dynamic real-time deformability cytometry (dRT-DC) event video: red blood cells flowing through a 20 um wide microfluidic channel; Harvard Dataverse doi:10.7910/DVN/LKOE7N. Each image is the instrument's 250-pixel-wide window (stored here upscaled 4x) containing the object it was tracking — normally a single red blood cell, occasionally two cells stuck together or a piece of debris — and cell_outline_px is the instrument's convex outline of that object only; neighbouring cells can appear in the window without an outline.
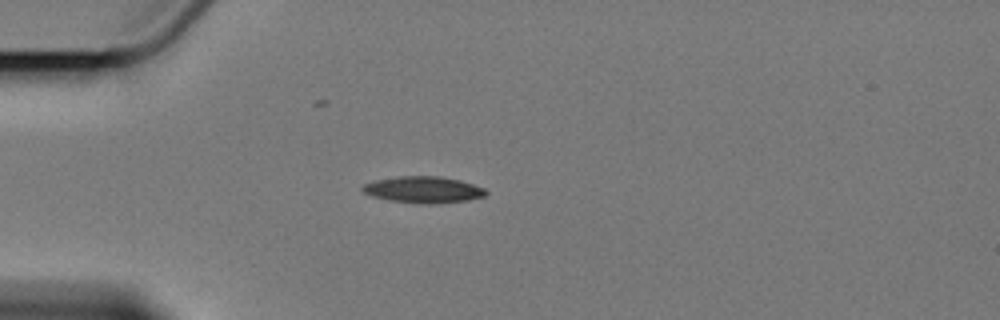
{"species": "Egyptian fruit bat (a non-hibernating species)", "species_latin": "Rousettus aegyptiacus", "temperature_condition": "cold", "stored_images_in_passage": 9, "camera_frame_rate_fps": 3000, "um_per_image_px": 0.085, "animal": {"sex": "female"}, "frame": {"image": 1, "passage_image": 3, "time_ms": 2.333, "image_size_px": [1000, 320], "cell_outline_px": [[488, 192], [484, 196], [468, 200], [428, 204], [420, 204], [392, 200], [372, 196], [364, 192], [360, 188], [364, 184], [376, 180], [400, 176], [440, 176], [460, 180], [484, 188]], "centroid_in_image_um": [35.99, 16.12], "position_along_channel_um": 49.0, "area_um2": 18.84}}
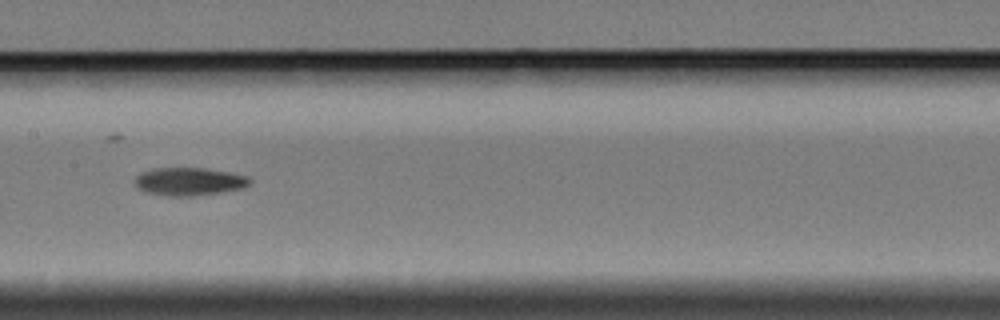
{"frame": {"image": 2, "passage_image": 7, "time_ms": 7.0, "image_size_px": [1000, 320], "cell_outline_px": [[252, 184], [244, 188], [220, 192], [192, 196], [168, 196], [144, 192], [136, 188], [136, 176], [144, 172], [156, 168], [204, 168], [228, 172], [248, 176], [252, 180]], "centroid_in_image_um": [16.11, 15.44], "position_along_channel_um": 191.3, "area_um2": 18.73}}
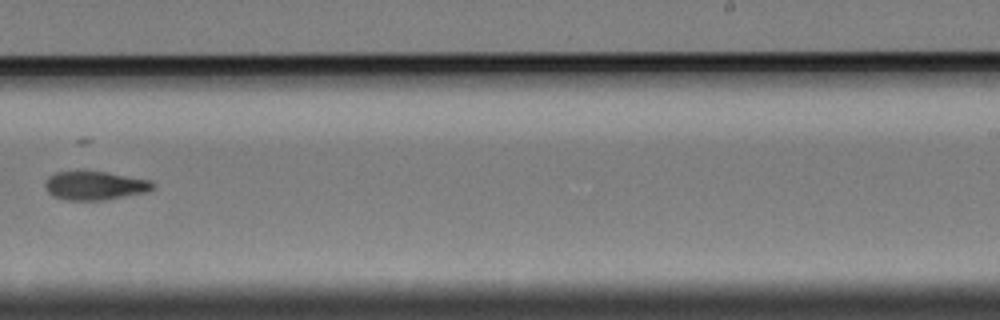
{"frame": {"image": 3, "passage_image": 9, "time_ms": 9.667, "image_size_px": [1000, 320], "cell_outline_px": [[156, 188], [148, 192], [104, 200], [68, 200], [56, 196], [48, 192], [44, 184], [48, 176], [56, 172], [108, 172], [152, 180], [156, 184]], "centroid_in_image_um": [8.15, 15.77], "position_along_channel_um": 280.9, "area_um2": 18.03}}